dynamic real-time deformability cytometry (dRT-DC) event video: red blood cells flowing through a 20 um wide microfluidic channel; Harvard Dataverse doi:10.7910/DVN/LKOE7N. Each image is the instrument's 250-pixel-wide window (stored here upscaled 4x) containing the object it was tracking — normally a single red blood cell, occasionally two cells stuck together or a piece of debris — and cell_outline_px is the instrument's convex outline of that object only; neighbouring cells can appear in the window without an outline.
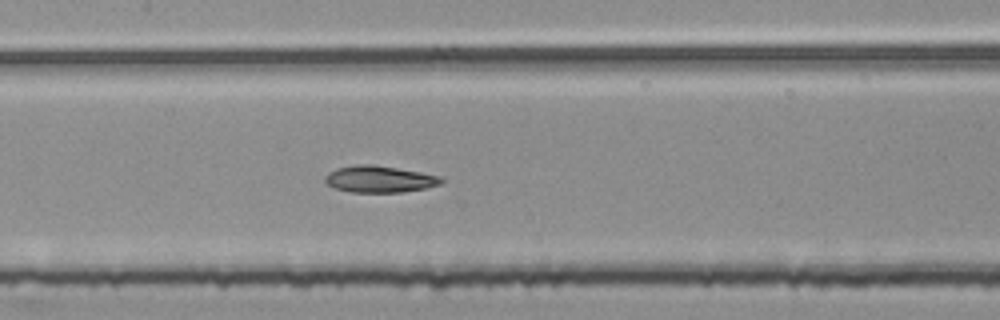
{"species": "common noctule bat (a hibernating species)", "species_latin": "Nyctalus noctula", "temperature_condition": "room temperature", "stored_images_in_passage": 54, "segment_of_instrument_passage": [2, 2], "camera_frame_rate_fps": 3000, "um_per_image_px": 0.085, "animal": {"sex": "female", "body_mass_g": 25.1}, "frame": {"image": 1, "passage_image": 26, "time_ms": 8.333, "image_size_px": [1000, 320], "cell_outline_px": [[444, 180], [440, 184], [424, 188], [404, 192], [352, 192], [336, 188], [328, 184], [324, 180], [324, 176], [328, 172], [336, 168], [356, 164], [372, 164], [420, 172], [440, 176]], "centroid_in_image_um": [32.23, 15.22], "position_along_channel_um": 175.2, "area_um2": 17.98}}
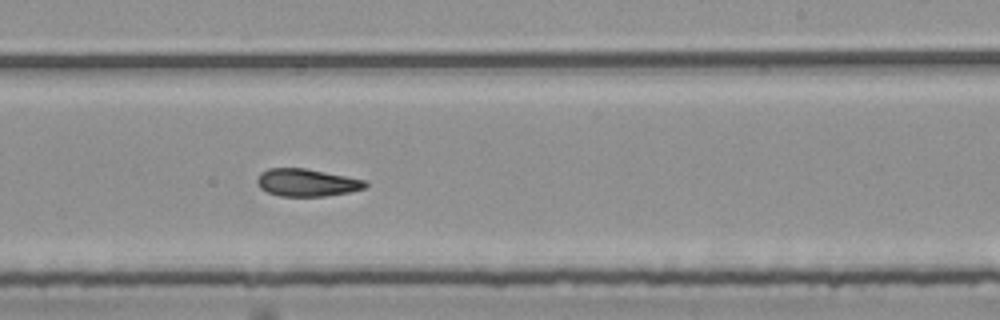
{"frame": {"image": 2, "passage_image": 33, "time_ms": 10.667, "image_size_px": [1000, 320], "cell_outline_px": [[368, 184], [364, 188], [348, 192], [324, 196], [280, 196], [268, 192], [260, 188], [256, 184], [256, 180], [260, 172], [268, 168], [304, 168], [364, 180]], "centroid_in_image_um": [26.01, 15.52], "position_along_channel_um": 263.0, "area_um2": 17.17}}
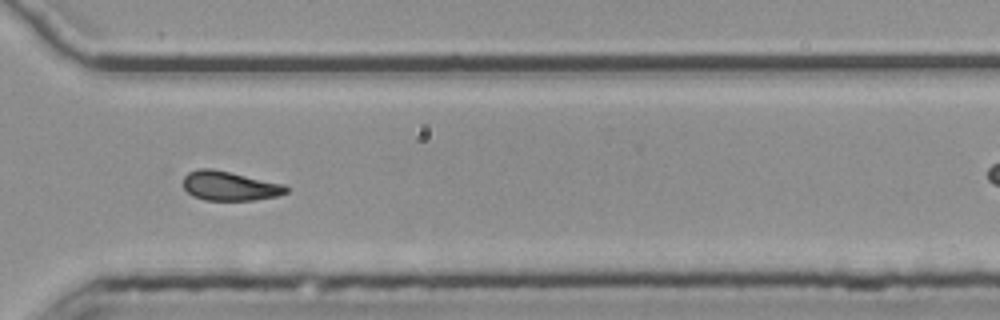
{"frame": {"image": 3, "passage_image": 40, "time_ms": 13.0, "image_size_px": [1000, 320], "cell_outline_px": [[288, 192], [276, 196], [252, 200], [204, 200], [192, 196], [184, 188], [184, 176], [188, 172], [200, 168], [212, 168], [284, 184], [288, 188]], "centroid_in_image_um": [19.5, 15.8], "position_along_channel_um": 351.1, "area_um2": 17.51}}